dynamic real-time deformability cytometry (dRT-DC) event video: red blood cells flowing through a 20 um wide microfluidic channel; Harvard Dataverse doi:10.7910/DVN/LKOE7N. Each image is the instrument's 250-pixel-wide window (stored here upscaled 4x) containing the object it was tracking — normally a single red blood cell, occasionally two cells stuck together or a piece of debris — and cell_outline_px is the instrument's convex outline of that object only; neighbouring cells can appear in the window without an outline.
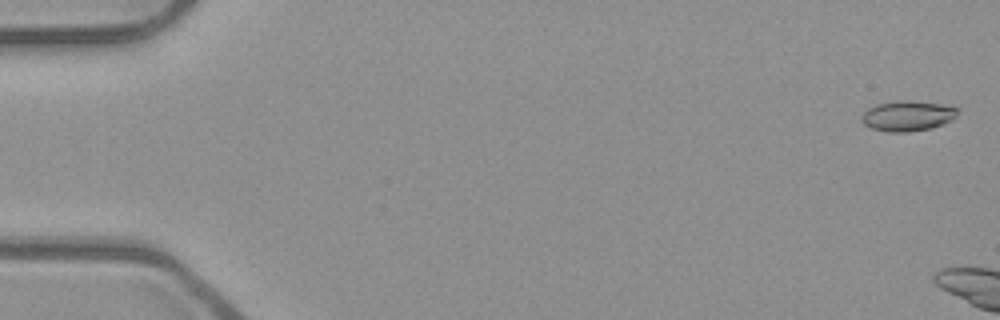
{"species": "common noctule bat (a hibernating species)", "species_latin": "Nyctalus noctula", "temperature_condition": "room temperature", "stored_images_in_passage": 5, "camera_frame_rate_fps": 3000, "um_per_image_px": 0.085, "animal": {"sex": "male", "body_mass_g": 23.1, "forearm_length_mm": 52.7}, "frame": {"image": 1, "passage_image": 1, "time_ms": 0.0, "image_size_px": [1000, 320], "cell_outline_px": [[960, 108], [956, 116], [952, 120], [944, 124], [932, 128], [908, 132], [888, 132], [872, 128], [864, 124], [860, 120], [860, 116], [868, 108], [876, 104], [908, 100], [940, 104]], "centroid_in_image_um": [77.15, 9.86], "position_along_channel_um": 7.8, "area_um2": 16.99}}